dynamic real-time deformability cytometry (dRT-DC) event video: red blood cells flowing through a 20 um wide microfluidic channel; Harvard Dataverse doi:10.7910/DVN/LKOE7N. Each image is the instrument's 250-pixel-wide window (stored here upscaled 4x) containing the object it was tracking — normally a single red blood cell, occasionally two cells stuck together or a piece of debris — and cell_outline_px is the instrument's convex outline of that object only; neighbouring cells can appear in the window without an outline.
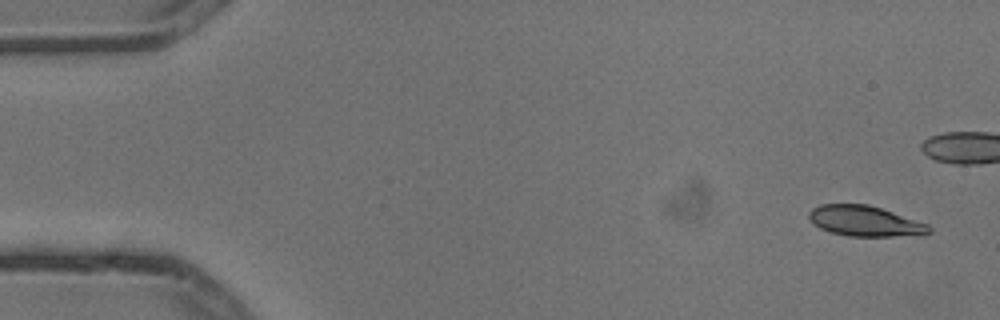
{"species": "common noctule bat (a hibernating species)", "species_latin": "Nyctalus noctula", "temperature_condition": "cold", "stored_images_in_passage": 6, "camera_frame_rate_fps": 3000, "um_per_image_px": 0.085, "animal": {"sex": "male", "body_mass_g": 13.3}, "frame": {"image": 1, "passage_image": 1, "time_ms": 0.0, "image_size_px": [1000, 320], "cell_outline_px": [[932, 232], [924, 236], [848, 236], [832, 232], [820, 228], [812, 224], [808, 216], [808, 212], [812, 208], [820, 204], [868, 204], [928, 224], [932, 228]], "centroid_in_image_um": [73.54, 18.8], "position_along_channel_um": 11.5, "area_um2": 21.5}}
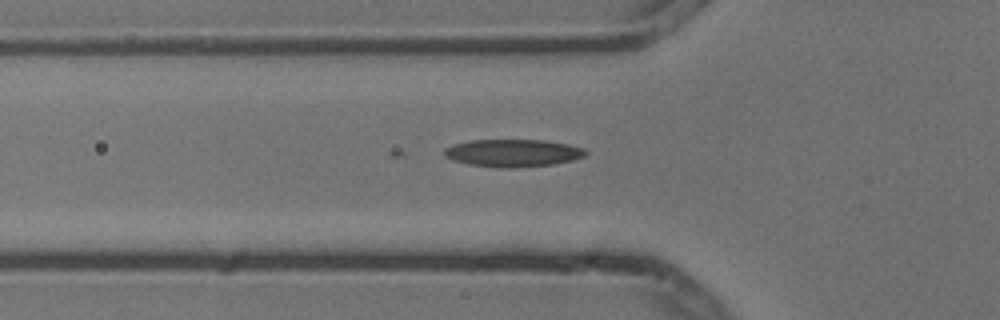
{"frame": {"image": 2, "passage_image": 6, "time_ms": 1.667, "image_size_px": [1000, 320], "cell_outline_px": [[588, 152], [584, 156], [572, 160], [552, 164], [508, 168], [504, 168], [468, 164], [444, 156], [444, 148], [452, 144], [468, 140], [544, 140], [568, 144], [584, 148]], "centroid_in_image_um": [43.59, 12.99], "position_along_channel_um": 82.2, "area_um2": 22.54}}